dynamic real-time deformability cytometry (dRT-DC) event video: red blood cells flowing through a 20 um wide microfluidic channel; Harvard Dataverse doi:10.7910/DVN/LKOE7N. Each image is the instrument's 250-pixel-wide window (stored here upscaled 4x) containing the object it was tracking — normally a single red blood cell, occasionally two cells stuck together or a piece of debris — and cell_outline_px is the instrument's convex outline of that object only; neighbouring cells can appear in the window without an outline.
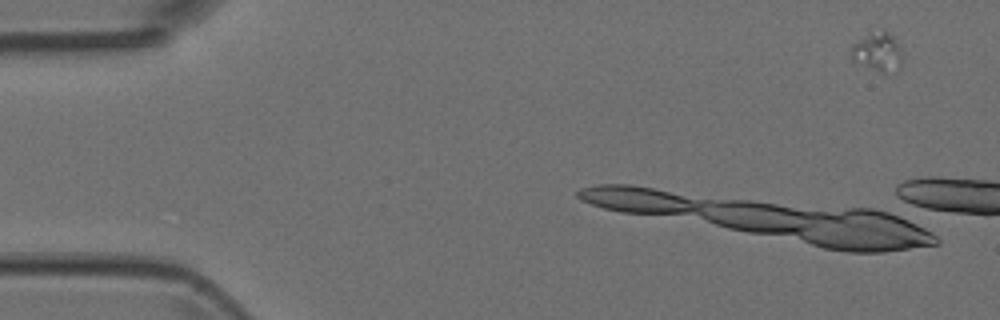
{"species": "Egyptian fruit bat (a non-hibernating species)", "species_latin": "Rousettus aegyptiacus", "temperature_condition": "room temperature", "stored_images_in_passage": 5, "camera_frame_rate_fps": 3000, "um_per_image_px": 0.085, "animal": {"sex": "female"}, "frame": {"image": 1, "passage_image": 1, "time_ms": 0.0, "image_size_px": [1000, 320], "cell_outline_px": [[904, 56], [900, 68], [896, 72], [880, 72], [852, 60], [852, 44], [856, 40], [884, 28], [892, 36], [900, 48]], "centroid_in_image_um": [74.65, 4.42], "position_along_channel_um": 10.3, "area_um2": 11.62}}